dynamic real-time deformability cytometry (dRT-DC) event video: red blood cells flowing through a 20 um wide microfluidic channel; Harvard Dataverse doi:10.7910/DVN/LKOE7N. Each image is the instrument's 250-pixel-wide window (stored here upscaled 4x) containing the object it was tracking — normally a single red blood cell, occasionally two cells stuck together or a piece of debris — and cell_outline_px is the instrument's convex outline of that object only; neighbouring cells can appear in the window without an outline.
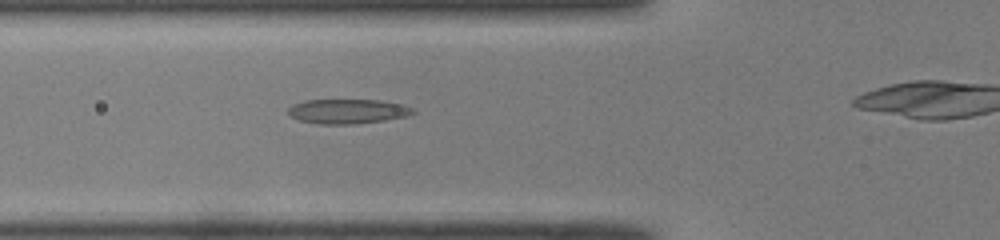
{"species": "common noctule bat (a hibernating species)", "species_latin": "Nyctalus noctula", "temperature_condition": "room temperature", "stored_images_in_passage": 34, "camera_frame_rate_fps": 3000, "um_per_image_px": 0.085, "animal": {"sex": "male", "body_mass_g": 19.0, "forearm_length_mm": 50.8}, "frame": {"image": 1, "passage_image": 11, "time_ms": 3.333, "image_size_px": [1000, 240], "cell_outline_px": [[416, 112], [404, 116], [384, 120], [356, 124], [320, 124], [300, 120], [292, 116], [288, 112], [288, 108], [292, 104], [304, 100], [380, 100], [404, 104], [412, 108]], "centroid_in_image_um": [29.54, 9.45], "position_along_channel_um": 96.3, "area_um2": 17.8}}
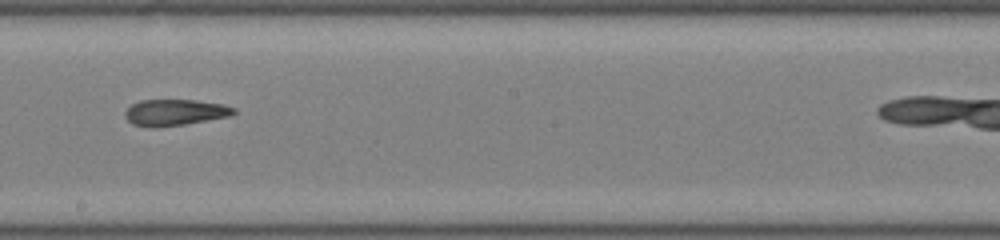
{"frame": {"image": 2, "passage_image": 21, "time_ms": 6.667, "image_size_px": [1000, 240], "cell_outline_px": [[236, 112], [232, 116], [184, 124], [156, 128], [152, 128], [132, 124], [124, 116], [124, 112], [132, 104], [140, 100], [196, 100], [224, 104], [236, 108]], "centroid_in_image_um": [14.88, 9.56], "position_along_channel_um": 233.3, "area_um2": 16.82}}
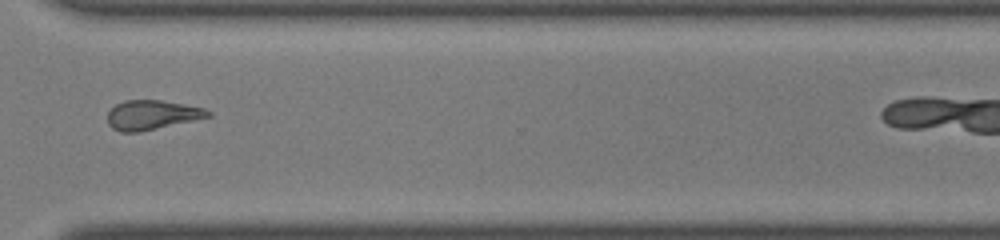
{"frame": {"image": 3, "passage_image": 30, "time_ms": 9.667, "image_size_px": [1000, 240], "cell_outline_px": [[212, 116], [140, 132], [120, 132], [112, 128], [108, 124], [108, 112], [116, 104], [124, 100], [160, 100], [184, 104], [204, 108], [212, 112]], "centroid_in_image_um": [12.91, 9.77], "position_along_channel_um": 357.7, "area_um2": 17.22}}